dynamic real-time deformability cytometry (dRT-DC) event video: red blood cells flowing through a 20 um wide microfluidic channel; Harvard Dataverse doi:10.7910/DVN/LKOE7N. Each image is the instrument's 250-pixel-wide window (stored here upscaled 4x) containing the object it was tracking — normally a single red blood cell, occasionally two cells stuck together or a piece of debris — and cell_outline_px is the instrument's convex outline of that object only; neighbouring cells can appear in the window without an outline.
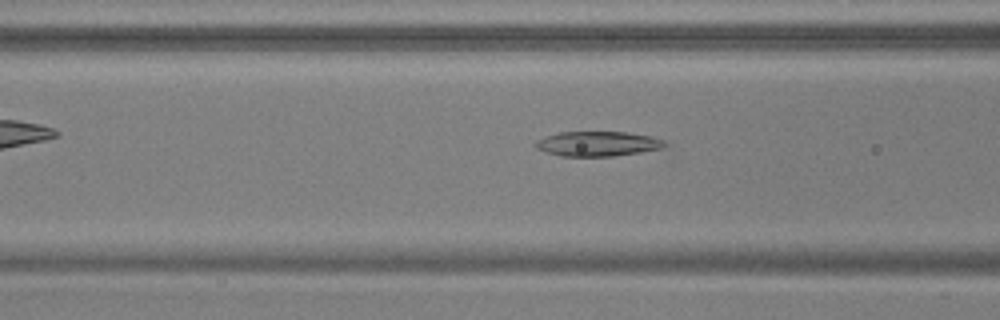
{"species": "common noctule bat (a hibernating species)", "species_latin": "Nyctalus noctula", "temperature_condition": "warm", "stored_images_in_passage": 46, "camera_frame_rate_fps": 3000, "um_per_image_px": 0.085, "animal": {"sex": "male", "body_mass_g": 17.9, "forearm_length_mm": 54.2}, "frame": {"image": 1, "passage_image": 18, "time_ms": 5.667, "image_size_px": [1000, 320], "cell_outline_px": [[668, 144], [664, 148], [640, 152], [612, 156], [560, 156], [536, 148], [532, 144], [536, 140], [544, 136], [560, 132], [624, 132], [652, 136], [664, 140]], "centroid_in_image_um": [50.8, 12.21], "position_along_channel_um": 115.8, "area_um2": 18.79}}
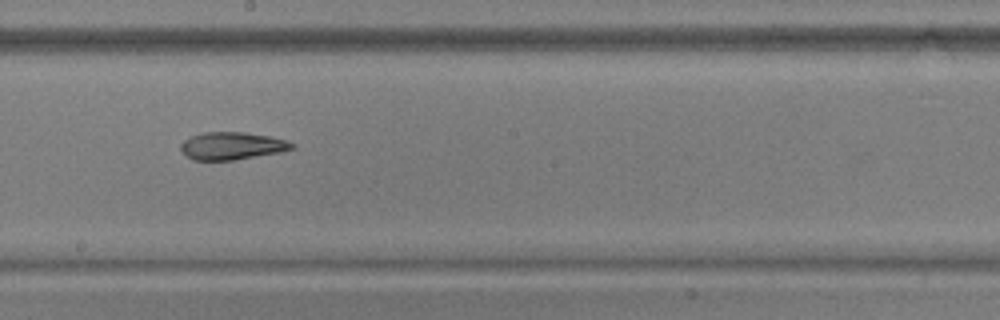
{"frame": {"image": 2, "passage_image": 27, "time_ms": 8.667, "image_size_px": [1000, 320], "cell_outline_px": [[296, 148], [280, 152], [232, 160], [192, 160], [180, 148], [180, 144], [184, 140], [192, 136], [204, 132], [244, 132], [272, 136], [288, 140], [296, 144]], "centroid_in_image_um": [19.77, 12.39], "position_along_channel_um": 228.4, "area_um2": 17.92}}
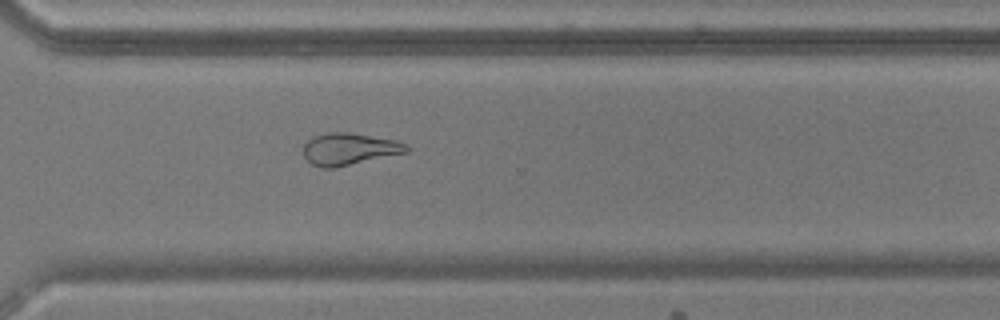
{"frame": {"image": 3, "passage_image": 36, "time_ms": 11.667, "image_size_px": [1000, 320], "cell_outline_px": [[412, 148], [408, 152], [332, 168], [320, 168], [312, 164], [304, 156], [304, 144], [308, 140], [316, 136], [328, 132], [348, 132], [396, 140], [408, 144]], "centroid_in_image_um": [29.72, 12.66], "position_along_channel_um": 340.9, "area_um2": 19.13}}